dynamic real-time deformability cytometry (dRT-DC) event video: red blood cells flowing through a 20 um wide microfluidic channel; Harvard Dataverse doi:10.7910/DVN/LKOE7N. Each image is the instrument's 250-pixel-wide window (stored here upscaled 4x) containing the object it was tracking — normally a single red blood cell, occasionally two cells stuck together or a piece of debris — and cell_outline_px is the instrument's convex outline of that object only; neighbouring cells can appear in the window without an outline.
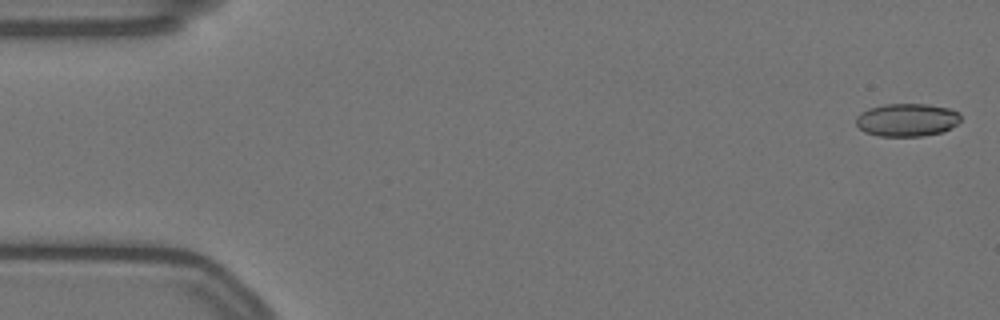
{"species": "Egyptian fruit bat (a non-hibernating species)", "species_latin": "Rousettus aegyptiacus", "temperature_condition": "warm", "stored_images_in_passage": 58, "camera_frame_rate_fps": 3000, "um_per_image_px": 0.085, "animal": {"sex": "female"}, "frame": {"image": 1, "passage_image": 2, "time_ms": 0.333, "image_size_px": [1000, 320], "cell_outline_px": [[960, 120], [956, 124], [940, 132], [920, 136], [880, 136], [864, 132], [856, 124], [856, 116], [860, 112], [868, 108], [884, 104], [928, 104], [952, 108], [960, 112]], "centroid_in_image_um": [77.07, 10.17], "position_along_channel_um": 7.9, "area_um2": 20.17}}
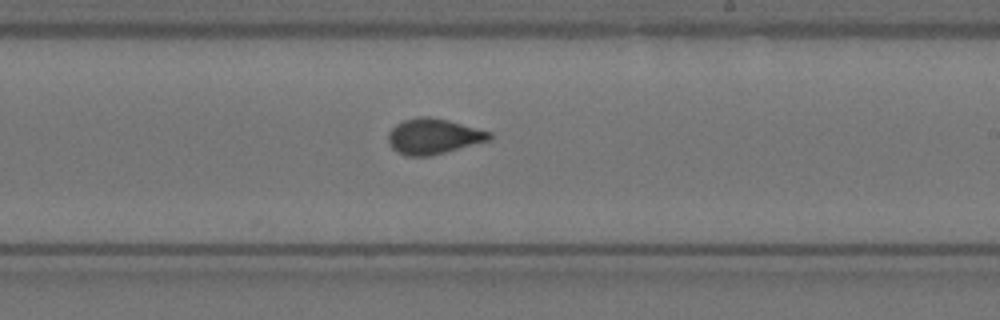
{"frame": {"image": 2, "passage_image": 34, "time_ms": 11.0, "image_size_px": [1000, 320], "cell_outline_px": [[492, 136], [488, 140], [432, 156], [404, 156], [396, 152], [388, 144], [388, 132], [396, 124], [404, 120], [420, 116], [432, 116], [448, 120], [492, 132]], "centroid_in_image_um": [36.8, 11.59], "position_along_channel_um": 252.2, "area_um2": 21.04}}
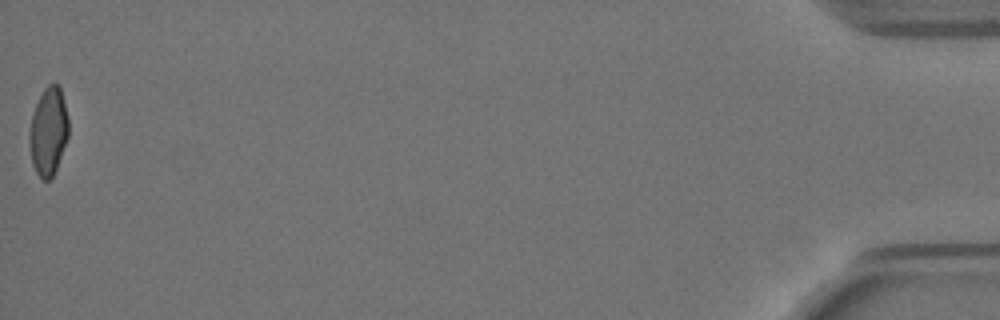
{"frame": {"image": 3, "passage_image": 58, "time_ms": 19.0, "image_size_px": [1000, 320], "cell_outline_px": [[68, 136], [56, 168], [52, 176], [48, 180], [44, 180], [36, 172], [32, 164], [28, 140], [28, 136], [32, 116], [36, 104], [44, 88], [48, 84], [60, 84], [68, 116]], "centroid_in_image_um": [4.11, 11.14], "position_along_channel_um": 431.1, "area_um2": 20.0}}